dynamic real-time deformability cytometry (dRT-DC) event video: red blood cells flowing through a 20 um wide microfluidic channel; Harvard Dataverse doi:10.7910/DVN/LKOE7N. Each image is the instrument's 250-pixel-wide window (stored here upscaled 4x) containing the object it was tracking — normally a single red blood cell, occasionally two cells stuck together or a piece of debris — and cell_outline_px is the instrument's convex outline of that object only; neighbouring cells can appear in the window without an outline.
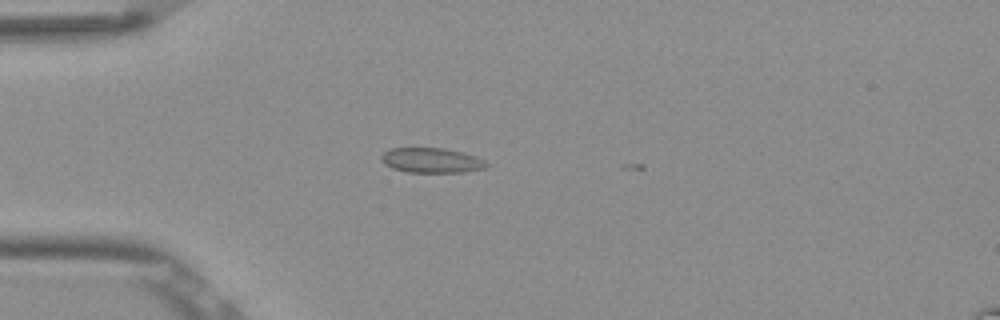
{"species": "Egyptian fruit bat (a non-hibernating species)", "species_latin": "Rousettus aegyptiacus", "temperature_condition": "room temperature", "stored_images_in_passage": 3, "camera_frame_rate_fps": 3000, "um_per_image_px": 0.085, "frame": {"image": 1, "passage_image": 2, "time_ms": 0.333, "image_size_px": [1000, 320], "cell_outline_px": [[488, 164], [484, 168], [464, 172], [408, 172], [392, 168], [384, 164], [380, 160], [380, 156], [384, 152], [392, 148], [444, 148], [476, 156], [484, 160]], "centroid_in_image_um": [36.64, 13.63], "position_along_channel_um": 48.4, "area_um2": 15.2}}